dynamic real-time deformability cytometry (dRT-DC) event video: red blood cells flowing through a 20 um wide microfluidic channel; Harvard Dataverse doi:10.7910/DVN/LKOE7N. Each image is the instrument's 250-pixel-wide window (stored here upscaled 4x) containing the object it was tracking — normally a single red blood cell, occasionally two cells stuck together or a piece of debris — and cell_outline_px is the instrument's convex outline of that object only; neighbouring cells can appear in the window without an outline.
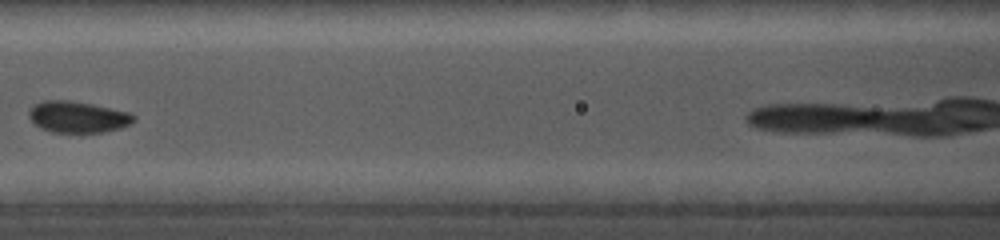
{"species": "common noctule bat (a hibernating species)", "species_latin": "Nyctalus noctula", "temperature_condition": "cold", "stored_images_in_passage": 21, "camera_frame_rate_fps": 5000, "um_per_image_px": 0.085, "animal": {"sex": "female", "body_mass_g": 19.0, "forearm_length_mm": 56.7}, "frame": {"image": 1, "passage_image": 6, "time_ms": 4.0, "image_size_px": [1000, 240], "cell_outline_px": [[136, 120], [120, 128], [100, 132], [52, 132], [40, 128], [28, 116], [28, 112], [36, 104], [44, 100], [68, 100], [92, 104], [128, 112], [136, 116]], "centroid_in_image_um": [6.61, 9.94], "position_along_channel_um": 160.0, "area_um2": 18.9}}
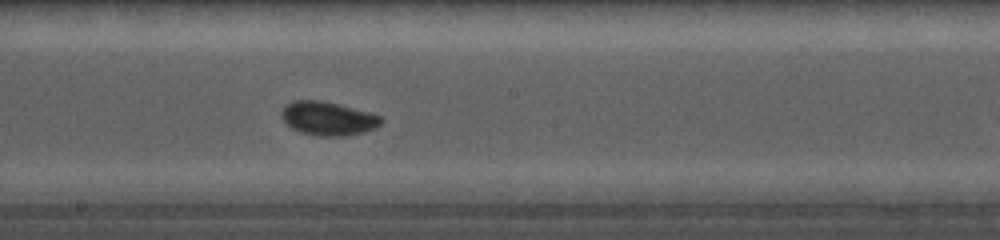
{"frame": {"image": 2, "passage_image": 8, "time_ms": 5.6, "image_size_px": [1000, 240], "cell_outline_px": [[384, 120], [380, 124], [364, 132], [344, 136], [320, 136], [300, 132], [292, 128], [280, 116], [280, 112], [288, 104], [296, 100], [320, 100], [368, 112], [380, 116]], "centroid_in_image_um": [27.86, 10.08], "position_along_channel_um": 220.3, "area_um2": 19.19}}
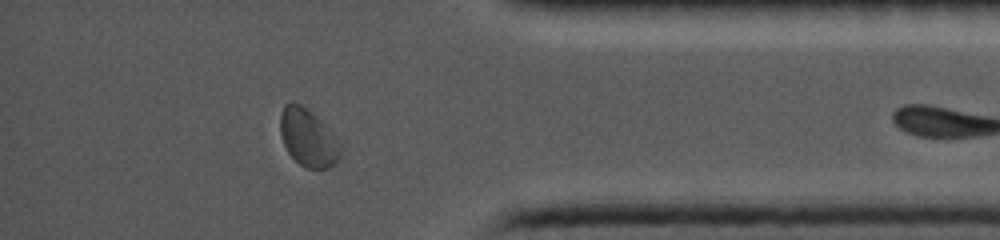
{"frame": {"image": 3, "passage_image": 17, "time_ms": 10.8, "image_size_px": [1000, 240], "cell_outline_px": [[340, 160], [336, 164], [328, 168], [304, 168], [288, 152], [284, 144], [280, 132], [280, 112], [284, 104], [292, 100], [300, 104], [312, 112], [340, 140]], "centroid_in_image_um": [26.19, 11.69], "position_along_channel_um": 409.0, "area_um2": 20.4}}